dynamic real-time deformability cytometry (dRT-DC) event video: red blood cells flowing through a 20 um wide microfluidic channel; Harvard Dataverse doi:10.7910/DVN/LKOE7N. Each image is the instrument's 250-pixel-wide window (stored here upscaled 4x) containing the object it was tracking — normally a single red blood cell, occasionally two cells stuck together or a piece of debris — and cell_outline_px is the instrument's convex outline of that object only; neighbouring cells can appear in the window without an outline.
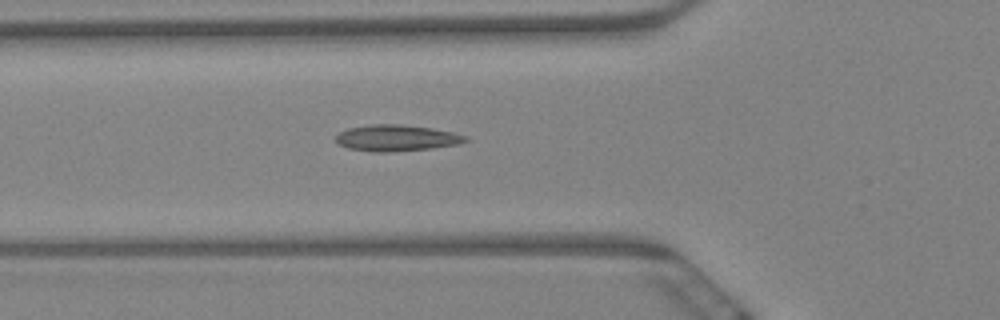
{"species": "Egyptian fruit bat (a non-hibernating species)", "species_latin": "Rousettus aegyptiacus", "temperature_condition": "warm", "stored_images_in_passage": 6, "camera_frame_rate_fps": 3000, "um_per_image_px": 0.085, "animal": {"sex": "female"}, "frame": {"image": 1, "passage_image": 6, "time_ms": 1.667, "image_size_px": [1000, 320], "cell_outline_px": [[472, 140], [460, 144], [432, 148], [388, 152], [372, 152], [348, 148], [336, 144], [336, 136], [340, 132], [348, 128], [372, 124], [400, 124], [432, 128], [452, 132], [468, 136]], "centroid_in_image_um": [33.73, 11.73], "position_along_channel_um": 92.1, "area_um2": 20.06}}